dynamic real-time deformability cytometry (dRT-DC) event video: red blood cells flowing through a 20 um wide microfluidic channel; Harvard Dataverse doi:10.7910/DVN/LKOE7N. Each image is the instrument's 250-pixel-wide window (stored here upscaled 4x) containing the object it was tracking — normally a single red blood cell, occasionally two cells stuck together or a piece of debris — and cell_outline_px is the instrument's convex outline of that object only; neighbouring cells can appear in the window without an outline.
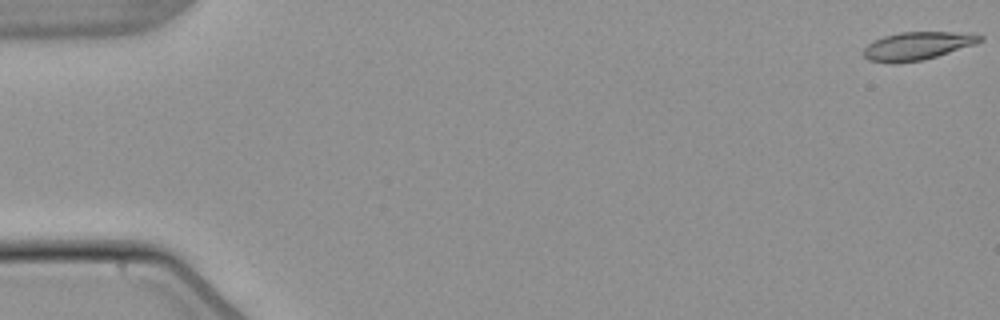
{"species": "common noctule bat (a hibernating species)", "species_latin": "Nyctalus noctula", "temperature_condition": "warm", "stored_images_in_passage": 54, "camera_frame_rate_fps": 3000, "um_per_image_px": 0.085, "animal": {"sex": "male", "body_mass_g": 21.5, "forearm_length_mm": 52.0}, "frame": {"image": 1, "passage_image": 1, "time_ms": 0.0, "image_size_px": [1000, 320], "cell_outline_px": [[984, 40], [976, 44], [924, 60], [896, 64], [892, 64], [868, 60], [860, 52], [868, 44], [884, 36], [900, 32], [976, 32], [984, 36]], "centroid_in_image_um": [78.01, 3.9], "position_along_channel_um": 7.0, "area_um2": 19.48}}
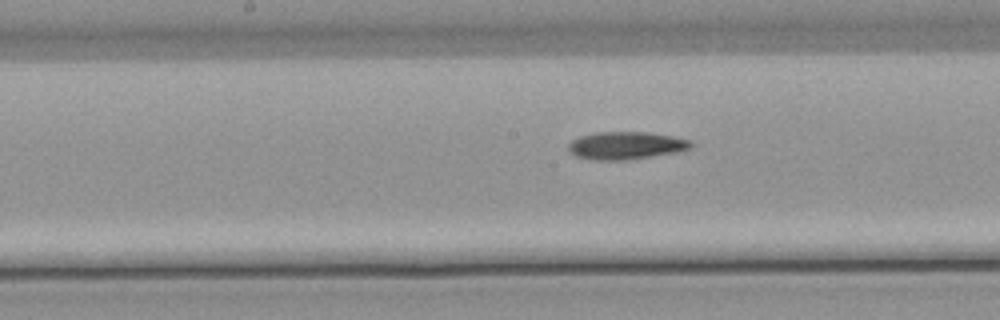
{"frame": {"image": 2, "passage_image": 28, "time_ms": 9.0, "image_size_px": [1000, 320], "cell_outline_px": [[692, 148], [676, 152], [628, 160], [596, 160], [576, 156], [568, 152], [568, 144], [572, 140], [580, 136], [596, 132], [648, 132], [672, 136], [692, 140]], "centroid_in_image_um": [53.2, 12.37], "position_along_channel_um": 195.0, "area_um2": 19.83}}
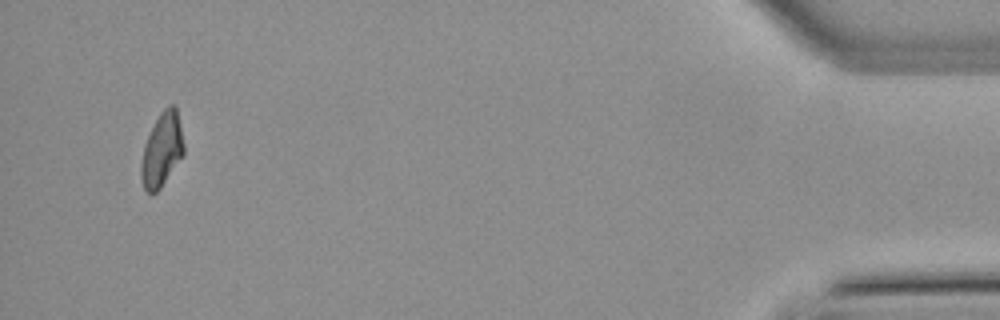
{"frame": {"image": 3, "passage_image": 52, "time_ms": 17.0, "image_size_px": [1000, 320], "cell_outline_px": [[184, 156], [160, 188], [152, 196], [144, 188], [140, 176], [140, 164], [144, 144], [160, 112], [168, 104], [176, 104], [184, 144]], "centroid_in_image_um": [13.77, 12.74], "position_along_channel_um": 421.4, "area_um2": 18.61}}